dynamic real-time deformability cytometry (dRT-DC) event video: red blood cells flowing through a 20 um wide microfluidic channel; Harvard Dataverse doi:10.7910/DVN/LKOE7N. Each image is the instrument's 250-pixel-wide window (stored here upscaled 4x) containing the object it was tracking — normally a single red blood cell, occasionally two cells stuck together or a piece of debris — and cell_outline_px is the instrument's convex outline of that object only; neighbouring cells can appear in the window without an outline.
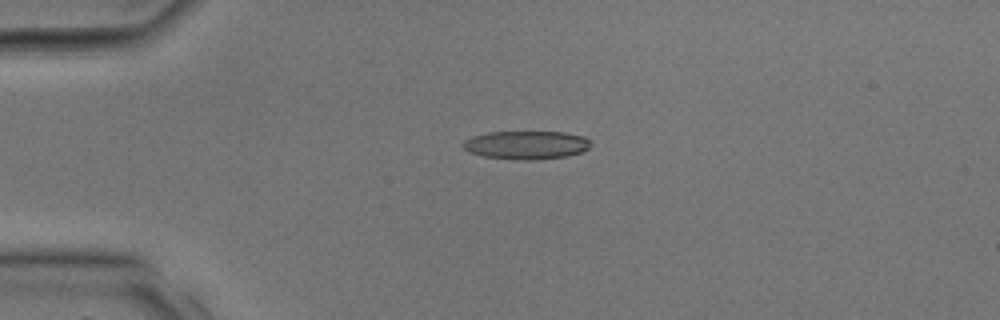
{"species": "common noctule bat (a hibernating species)", "species_latin": "Nyctalus noctula", "temperature_condition": "room temperature", "stored_images_in_passage": 18, "camera_frame_rate_fps": 3000, "um_per_image_px": 0.085, "animal": {"sex": "male", "body_mass_g": 17.9, "forearm_length_mm": 54.2}, "frame": {"image": 1, "passage_image": 8, "time_ms": 2.333, "image_size_px": [1000, 320], "cell_outline_px": [[592, 140], [588, 148], [580, 152], [568, 156], [532, 160], [516, 160], [484, 156], [468, 152], [460, 144], [464, 140], [472, 136], [488, 132], [564, 132], [584, 136]], "centroid_in_image_um": [44.72, 12.32], "position_along_channel_um": 40.3, "area_um2": 21.27}}
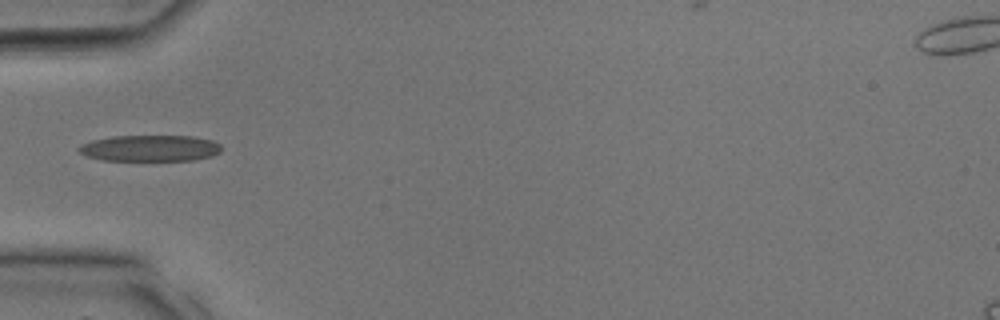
{"frame": {"image": 2, "passage_image": 11, "time_ms": 3.333, "image_size_px": [1000, 320], "cell_outline_px": [[224, 148], [220, 152], [212, 156], [192, 160], [104, 160], [88, 156], [80, 152], [76, 148], [92, 140], [112, 136], [192, 136], [212, 140], [220, 144]], "centroid_in_image_um": [12.81, 12.59], "position_along_channel_um": 72.2, "area_um2": 21.73}}
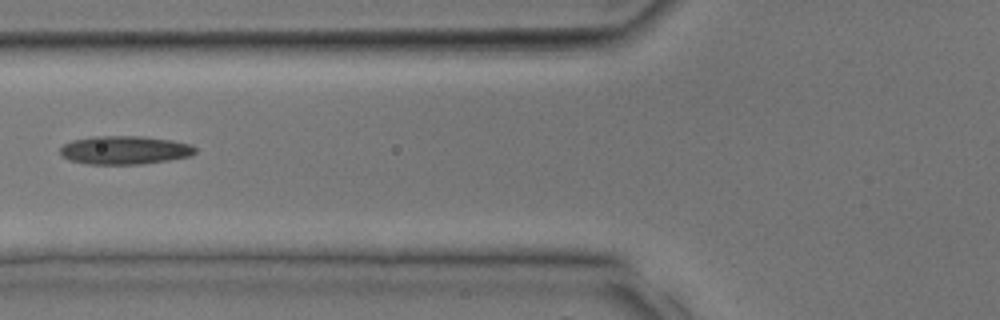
{"frame": {"image": 3, "passage_image": 13, "time_ms": 4.0, "image_size_px": [1000, 320], "cell_outline_px": [[196, 152], [192, 156], [168, 160], [140, 164], [88, 164], [68, 160], [60, 156], [60, 148], [64, 144], [72, 140], [92, 136], [140, 136], [172, 140], [192, 144], [196, 148]], "centroid_in_image_um": [10.59, 12.76], "position_along_channel_um": 115.2, "area_um2": 22.6}}